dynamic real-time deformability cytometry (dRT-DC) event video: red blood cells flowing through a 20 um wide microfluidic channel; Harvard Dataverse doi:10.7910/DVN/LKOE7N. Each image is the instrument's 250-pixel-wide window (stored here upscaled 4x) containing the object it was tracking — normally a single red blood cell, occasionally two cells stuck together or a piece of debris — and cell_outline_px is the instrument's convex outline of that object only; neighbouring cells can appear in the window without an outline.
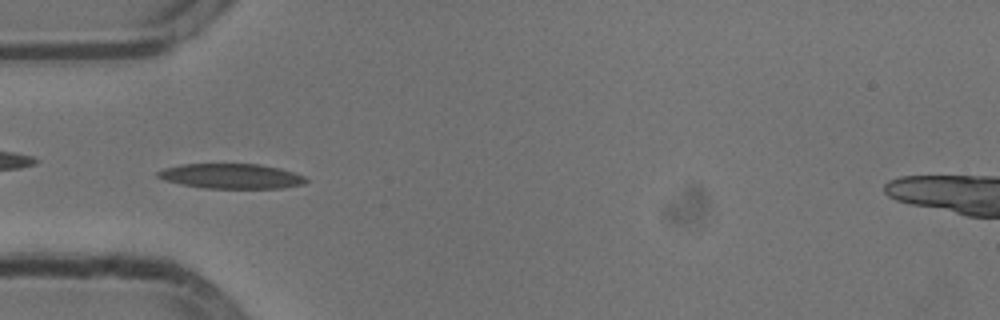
{"species": "common noctule bat (a hibernating species)", "species_latin": "Nyctalus noctula", "temperature_condition": "cold", "stored_images_in_passage": 53, "camera_frame_rate_fps": 3000, "um_per_image_px": 0.085, "animal": {"sex": "male", "body_mass_g": 13.3}, "frame": {"image": 1, "passage_image": 16, "time_ms": 5.0, "image_size_px": [1000, 320], "cell_outline_px": [[308, 180], [304, 184], [284, 188], [204, 188], [164, 180], [156, 176], [156, 172], [164, 168], [180, 164], [260, 164], [280, 168], [304, 176]], "centroid_in_image_um": [19.66, 14.97], "position_along_channel_um": 65.3, "area_um2": 21.5}}
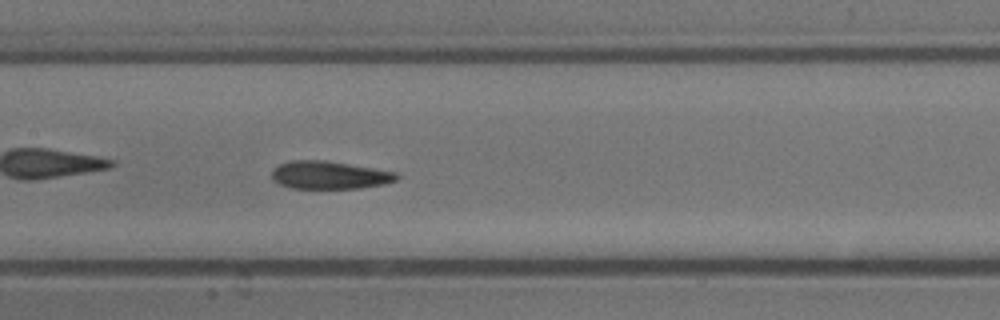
{"frame": {"image": 2, "passage_image": 25, "time_ms": 8.0, "image_size_px": [1000, 320], "cell_outline_px": [[400, 176], [396, 180], [384, 184], [360, 188], [292, 188], [280, 184], [272, 180], [272, 168], [288, 160], [328, 160], [400, 172]], "centroid_in_image_um": [28.03, 14.86], "position_along_channel_um": 179.4, "area_um2": 20.63}}
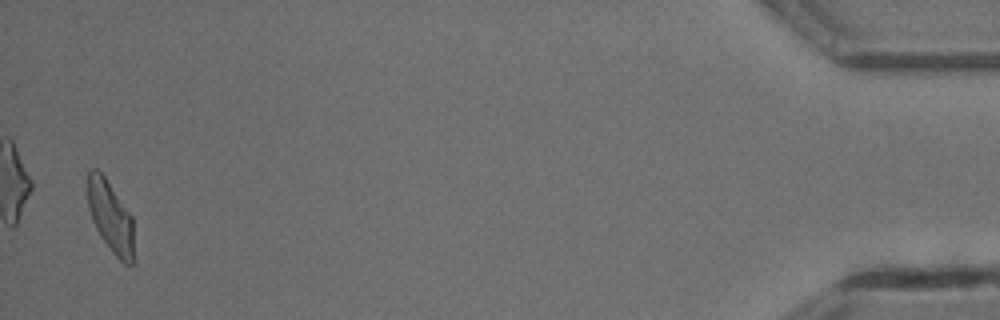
{"frame": {"image": 3, "passage_image": 52, "time_ms": 17.0, "image_size_px": [1000, 320], "cell_outline_px": [[132, 264], [124, 264], [112, 252], [100, 236], [92, 220], [88, 208], [88, 172], [92, 168], [96, 168], [104, 176], [132, 216]], "centroid_in_image_um": [9.36, 18.4], "position_along_channel_um": 425.8, "area_um2": 18.79}, "authors_computed_cell_mechanics": {"area_um2": 20.6346, "velocity_mm_per_s": 3.7771, "shape_relaxation_time_tau1_ms": 4.7546, "shape_relaxation_time_tau2_ms": 3.0381, "deformation_change_tau1": 0.166, "deformation_change_tau2": 0.0808}}